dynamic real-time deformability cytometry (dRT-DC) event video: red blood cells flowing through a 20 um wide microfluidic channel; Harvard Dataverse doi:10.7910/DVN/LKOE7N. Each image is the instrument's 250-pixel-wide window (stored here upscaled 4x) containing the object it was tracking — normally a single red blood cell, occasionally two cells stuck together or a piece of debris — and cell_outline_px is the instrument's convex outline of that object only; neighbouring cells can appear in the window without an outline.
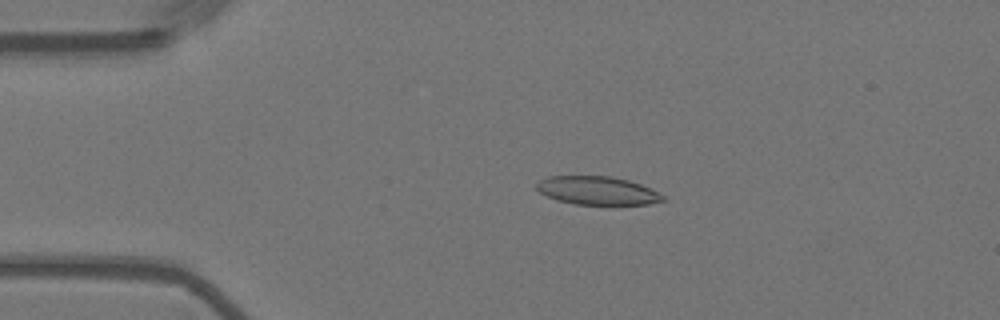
{"species": "Egyptian fruit bat (a non-hibernating species)", "species_latin": "Rousettus aegyptiacus", "temperature_condition": "warm", "stored_images_in_passage": 18, "camera_frame_rate_fps": 3000, "um_per_image_px": 0.085, "animal": {"sex": "female"}, "frame": {"image": 1, "passage_image": 10, "time_ms": 3.0, "image_size_px": [1000, 320], "cell_outline_px": [[664, 200], [648, 204], [572, 204], [556, 200], [540, 192], [536, 188], [536, 184], [540, 180], [548, 176], [608, 176], [628, 180], [640, 184], [664, 196]], "centroid_in_image_um": [50.72, 16.2], "position_along_channel_um": 34.3, "area_um2": 20.58}}
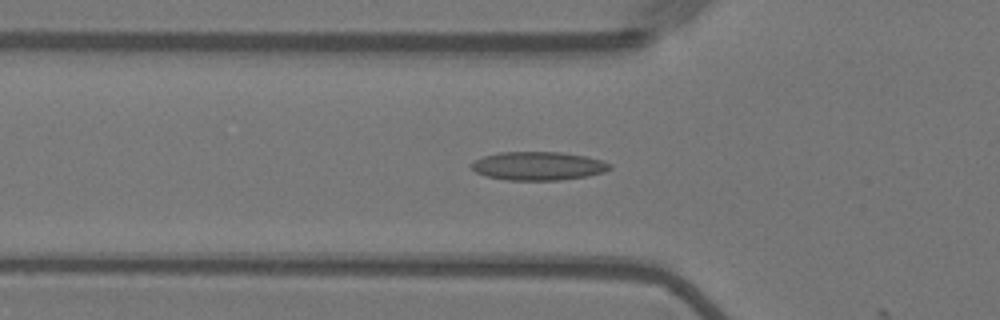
{"frame": {"image": 2, "passage_image": 17, "time_ms": 5.333, "image_size_px": [1000, 320], "cell_outline_px": [[612, 168], [604, 172], [588, 176], [560, 180], [508, 180], [488, 176], [476, 172], [468, 164], [484, 156], [500, 152], [560, 152], [588, 156], [612, 164]], "centroid_in_image_um": [45.78, 14.1], "position_along_channel_um": 80.0, "area_um2": 23.0}}